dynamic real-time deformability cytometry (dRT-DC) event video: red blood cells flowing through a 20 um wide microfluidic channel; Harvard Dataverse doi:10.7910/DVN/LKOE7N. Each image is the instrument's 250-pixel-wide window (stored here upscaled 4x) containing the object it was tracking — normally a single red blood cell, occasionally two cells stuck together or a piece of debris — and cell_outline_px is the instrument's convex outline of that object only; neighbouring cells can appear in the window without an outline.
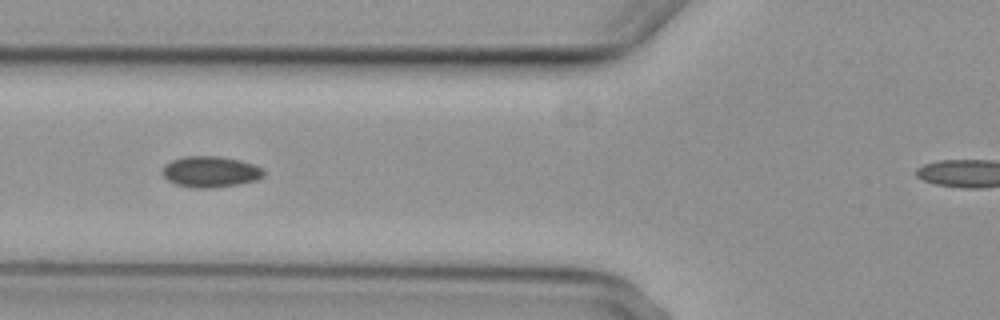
{"species": "common noctule bat (a hibernating species)", "species_latin": "Nyctalus noctula", "temperature_condition": "cold", "stored_images_in_passage": 8, "camera_frame_rate_fps": 3000, "um_per_image_px": 0.085, "animal": {"sex": "female", "body_mass_g": 29.2, "forearm_length_mm": 56.3}, "frame": {"image": 1, "passage_image": 5, "time_ms": 4.667, "image_size_px": [1000, 320], "cell_outline_px": [[264, 176], [256, 180], [236, 184], [212, 188], [192, 188], [176, 184], [168, 180], [160, 172], [164, 164], [172, 160], [184, 156], [216, 156], [240, 160], [264, 168]], "centroid_in_image_um": [17.86, 14.59], "position_along_channel_um": 107.9, "area_um2": 18.38}}
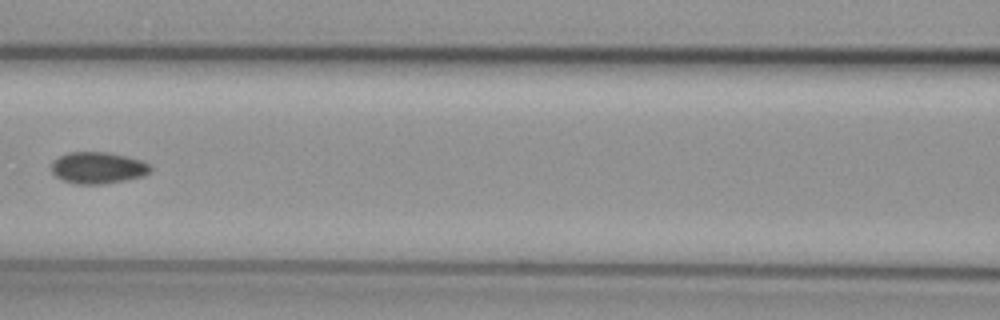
{"frame": {"image": 2, "passage_image": 6, "time_ms": 6.0, "image_size_px": [1000, 320], "cell_outline_px": [[152, 172], [144, 176], [128, 180], [104, 184], [76, 184], [64, 180], [56, 176], [52, 172], [52, 164], [60, 156], [68, 152], [108, 152], [140, 160], [148, 164], [152, 168]], "centroid_in_image_um": [8.36, 14.27], "position_along_channel_um": 158.2, "area_um2": 18.21}}
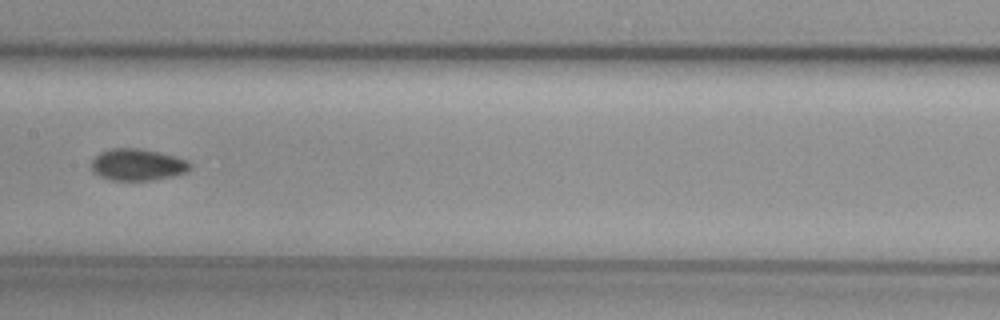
{"frame": {"image": 3, "passage_image": 7, "time_ms": 7.0, "image_size_px": [1000, 320], "cell_outline_px": [[192, 168], [188, 172], [172, 176], [152, 180], [112, 180], [96, 176], [88, 168], [92, 160], [100, 152], [112, 148], [136, 148], [156, 152], [188, 160], [192, 164]], "centroid_in_image_um": [11.64, 14.01], "position_along_channel_um": 195.8, "area_um2": 18.44}}